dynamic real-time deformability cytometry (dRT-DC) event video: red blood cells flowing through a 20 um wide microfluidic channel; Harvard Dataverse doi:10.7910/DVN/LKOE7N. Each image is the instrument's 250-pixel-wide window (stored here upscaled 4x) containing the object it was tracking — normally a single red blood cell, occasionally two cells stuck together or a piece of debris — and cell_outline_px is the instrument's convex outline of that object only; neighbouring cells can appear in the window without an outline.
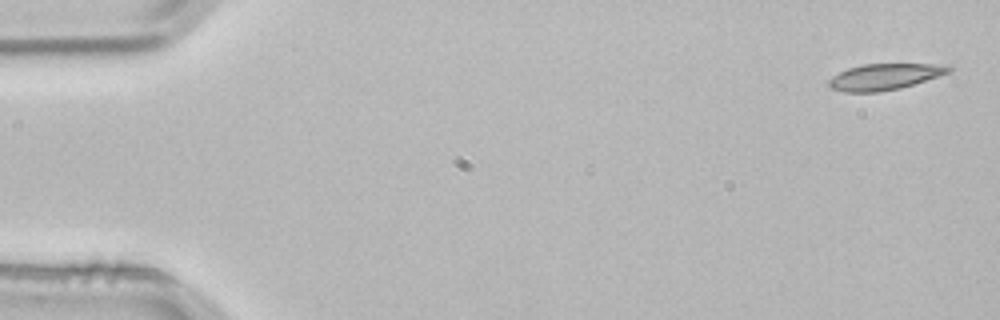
{"species": "common noctule bat (a hibernating species)", "species_latin": "Nyctalus noctula", "temperature_condition": "room temperature", "stored_images_in_passage": 3, "camera_frame_rate_fps": 3000, "um_per_image_px": 0.085, "animal": {"sex": "male", "body_mass_g": 21.5, "forearm_length_mm": 52.0}, "frame": {"image": 1, "passage_image": 1, "time_ms": 0.0, "image_size_px": [1000, 320], "cell_outline_px": [[952, 68], [948, 72], [900, 88], [876, 92], [844, 92], [832, 88], [828, 84], [828, 80], [832, 76], [848, 68], [864, 64], [948, 64]], "centroid_in_image_um": [75.15, 6.51], "position_along_channel_um": 9.9, "area_um2": 17.98}}